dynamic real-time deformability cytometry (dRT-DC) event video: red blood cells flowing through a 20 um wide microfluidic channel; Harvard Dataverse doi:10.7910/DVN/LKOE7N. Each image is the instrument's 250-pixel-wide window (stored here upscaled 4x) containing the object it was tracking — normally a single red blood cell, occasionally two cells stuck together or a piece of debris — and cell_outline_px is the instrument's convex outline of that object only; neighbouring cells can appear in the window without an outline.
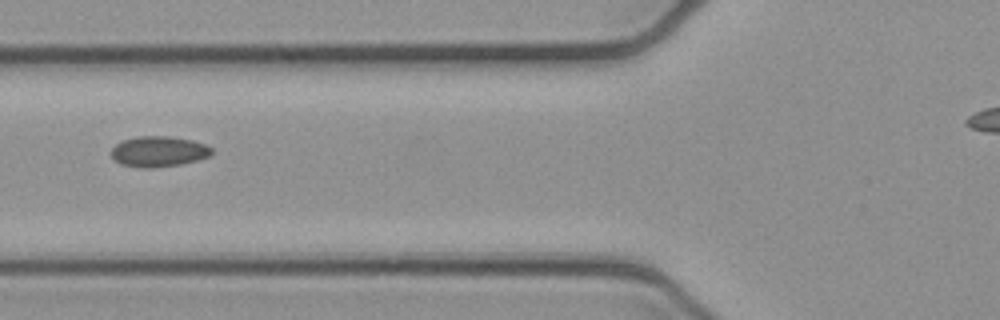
{"species": "common noctule bat (a hibernating species)", "species_latin": "Nyctalus noctula", "temperature_condition": "cold", "stored_images_in_passage": 4, "camera_frame_rate_fps": 3000, "um_per_image_px": 0.085, "animal": {"sex": "female", "body_mass_g": 21.9}, "frame": {"image": 1, "passage_image": 3, "time_ms": 0.667, "image_size_px": [1000, 320], "cell_outline_px": [[212, 152], [208, 156], [196, 160], [180, 164], [152, 168], [144, 168], [120, 164], [112, 156], [112, 148], [116, 144], [124, 140], [136, 136], [168, 136], [192, 140], [204, 144], [212, 148]], "centroid_in_image_um": [13.47, 12.87], "position_along_channel_um": 112.3, "area_um2": 17.69}}
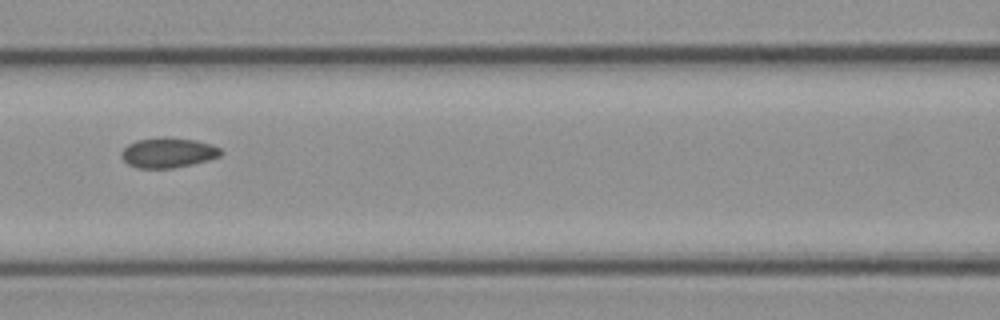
{"frame": {"image": 2, "passage_image": 4, "time_ms": 1.0, "image_size_px": [1000, 320], "cell_outline_px": [[224, 152], [220, 156], [208, 160], [192, 164], [172, 168], [136, 168], [128, 164], [120, 156], [120, 152], [128, 144], [136, 140], [164, 136], [196, 140], [212, 144], [220, 148]], "centroid_in_image_um": [14.28, 12.97], "position_along_channel_um": 152.3, "area_um2": 17.63}}